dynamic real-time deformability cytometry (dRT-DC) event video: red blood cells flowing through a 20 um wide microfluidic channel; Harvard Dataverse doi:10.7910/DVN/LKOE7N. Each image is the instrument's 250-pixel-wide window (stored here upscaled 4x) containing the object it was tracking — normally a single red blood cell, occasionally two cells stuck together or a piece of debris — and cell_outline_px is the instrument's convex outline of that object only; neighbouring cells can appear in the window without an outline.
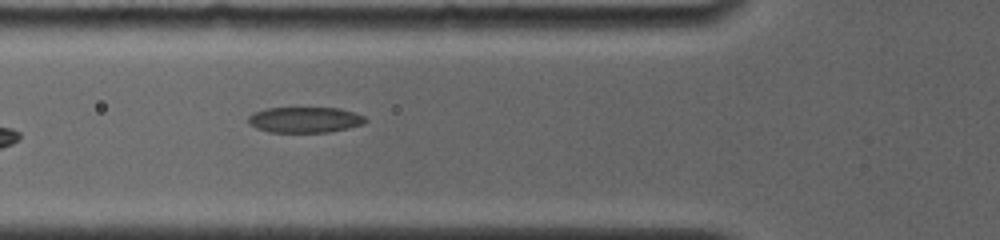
{"species": "common noctule bat (a hibernating species)", "species_latin": "Nyctalus noctula", "temperature_condition": "room temperature", "stored_images_in_passage": 7, "camera_frame_rate_fps": 4000, "um_per_image_px": 0.085, "animal": {"sex": "female", "body_mass_g": 19.0, "forearm_length_mm": 56.7}, "frame": {"image": 1, "passage_image": 7, "time_ms": 5.25, "image_size_px": [1000, 240], "cell_outline_px": [[368, 120], [364, 124], [348, 128], [328, 132], [268, 132], [256, 128], [248, 124], [248, 116], [252, 112], [268, 108], [340, 108], [364, 116]], "centroid_in_image_um": [25.89, 10.18], "position_along_channel_um": 99.9, "area_um2": 17.63}}